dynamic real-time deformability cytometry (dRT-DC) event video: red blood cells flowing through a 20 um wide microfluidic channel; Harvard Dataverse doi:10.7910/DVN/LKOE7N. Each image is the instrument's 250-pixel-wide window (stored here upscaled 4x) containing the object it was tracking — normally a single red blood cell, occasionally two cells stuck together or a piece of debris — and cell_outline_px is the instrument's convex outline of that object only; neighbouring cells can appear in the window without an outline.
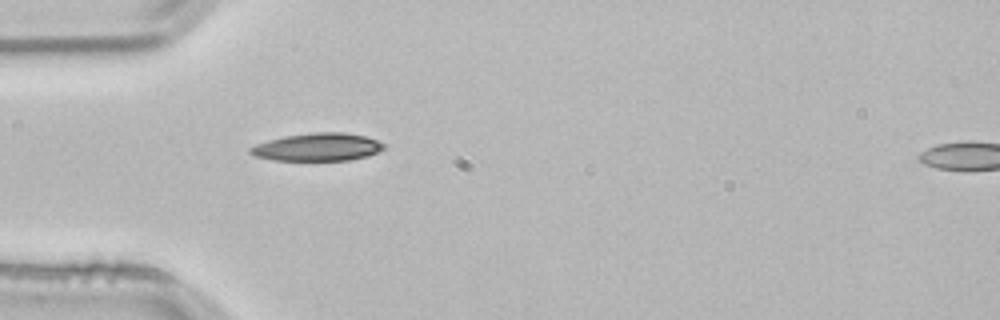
{"species": "common noctule bat (a hibernating species)", "species_latin": "Nyctalus noctula", "temperature_condition": "room temperature", "stored_images_in_passage": 23, "camera_frame_rate_fps": 3000, "um_per_image_px": 0.085, "animal": {"sex": "male", "body_mass_g": 21.5, "forearm_length_mm": 52.0}, "frame": {"image": 1, "passage_image": 1, "time_ms": 0.0, "image_size_px": [1000, 320], "cell_outline_px": [[384, 148], [368, 156], [348, 160], [272, 160], [256, 156], [248, 152], [248, 148], [256, 144], [268, 140], [284, 136], [316, 132], [344, 132], [364, 136], [376, 140], [384, 144]], "centroid_in_image_um": [26.96, 12.5], "position_along_channel_um": 58.0, "area_um2": 21.5}}
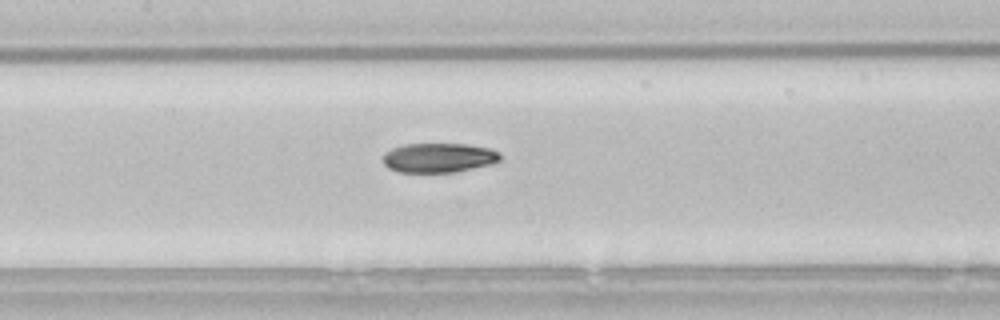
{"frame": {"image": 2, "passage_image": 10, "time_ms": 3.0, "image_size_px": [1000, 320], "cell_outline_px": [[500, 160], [488, 164], [456, 172], [400, 172], [388, 168], [384, 164], [384, 152], [392, 148], [404, 144], [468, 144], [488, 148], [500, 152]], "centroid_in_image_um": [37.27, 13.4], "position_along_channel_um": 170.1, "area_um2": 20.0}}